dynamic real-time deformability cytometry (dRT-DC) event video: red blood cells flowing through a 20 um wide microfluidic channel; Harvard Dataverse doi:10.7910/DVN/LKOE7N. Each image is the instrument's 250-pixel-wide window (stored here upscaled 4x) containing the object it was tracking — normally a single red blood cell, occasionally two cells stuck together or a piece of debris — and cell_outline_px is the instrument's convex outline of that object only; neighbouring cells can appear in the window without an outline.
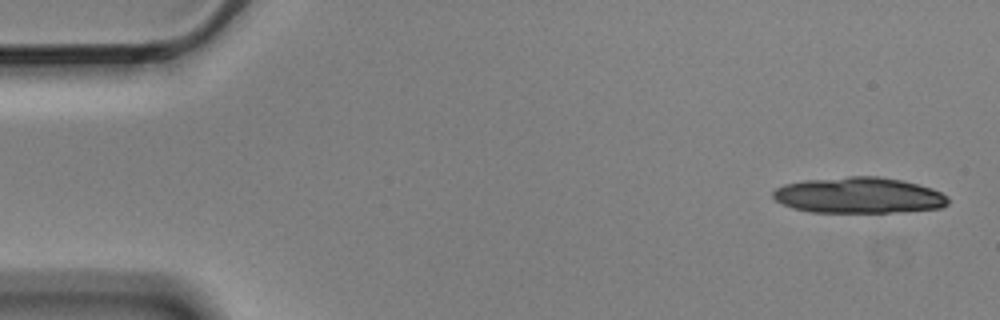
{"species": "Egyptian fruit bat (a non-hibernating species)", "species_latin": "Rousettus aegyptiacus", "temperature_condition": "cold", "stored_images_in_passage": 4, "camera_frame_rate_fps": 3000, "um_per_image_px": 0.085, "animal": {"sex": "male"}, "frame": {"image": 1, "passage_image": 1, "time_ms": 0.0, "image_size_px": [1000, 320], "cell_outline_px": [[948, 204], [940, 208], [892, 212], [808, 212], [792, 208], [776, 200], [772, 196], [772, 192], [776, 188], [784, 184], [804, 180], [848, 176], [880, 176], [900, 180], [932, 188], [948, 196]], "centroid_in_image_um": [72.97, 16.6], "position_along_channel_um": 12.0, "area_um2": 36.7}}